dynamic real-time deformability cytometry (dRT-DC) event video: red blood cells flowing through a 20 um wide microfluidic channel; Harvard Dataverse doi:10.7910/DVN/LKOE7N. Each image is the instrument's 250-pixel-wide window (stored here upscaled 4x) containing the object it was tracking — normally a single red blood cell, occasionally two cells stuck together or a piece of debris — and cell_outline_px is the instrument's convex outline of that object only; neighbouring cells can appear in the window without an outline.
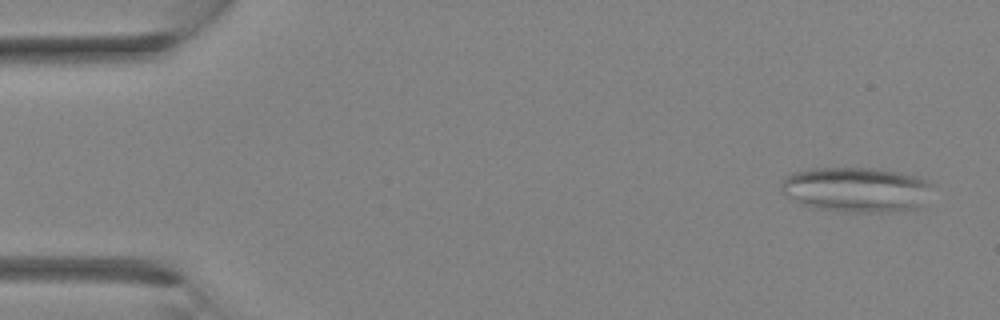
{"species": "Egyptian fruit bat (a non-hibernating species)", "species_latin": "Rousettus aegyptiacus", "temperature_condition": "room temperature", "stored_images_in_passage": 33, "camera_frame_rate_fps": 3000, "um_per_image_px": 0.085, "animal": {"sex": "female"}, "frame": {"image": 1, "passage_image": 2, "time_ms": 0.333, "image_size_px": [1000, 320], "cell_outline_px": [[932, 184], [924, 208], [892, 212], [844, 212], [820, 208], [800, 204], [792, 200], [780, 192], [780, 184], [792, 172], [812, 168], [872, 168], [900, 172], [916, 176], [928, 180]], "centroid_in_image_um": [72.82, 16.13], "position_along_channel_um": 12.2, "area_um2": 40.23}}
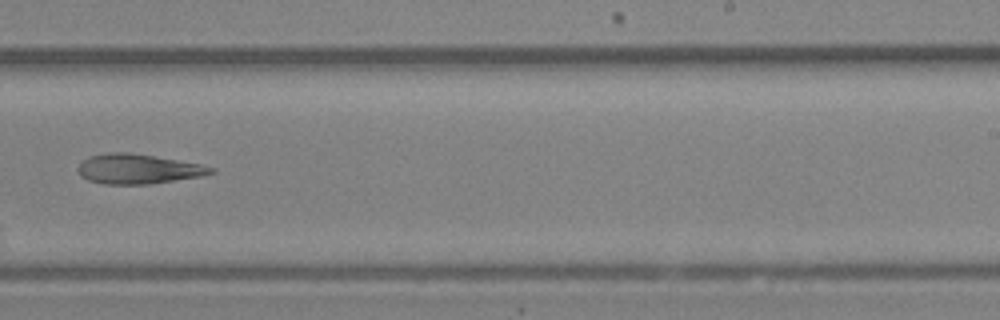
{"frame": {"image": 2, "passage_image": 21, "time_ms": 6.667, "image_size_px": [1000, 320], "cell_outline_px": [[216, 172], [200, 176], [152, 184], [104, 184], [88, 180], [80, 176], [76, 168], [88, 156], [112, 152], [128, 152], [156, 156], [200, 164], [216, 168]], "centroid_in_image_um": [11.73, 14.36], "position_along_channel_um": 277.3, "area_um2": 23.12}}
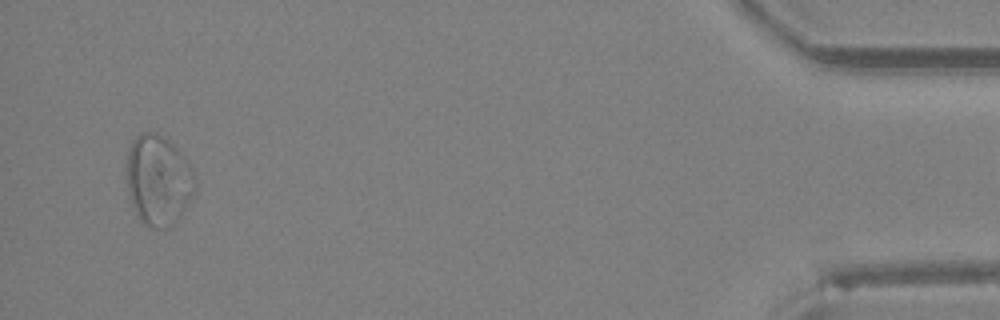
{"frame": {"image": 3, "passage_image": 32, "time_ms": 10.333, "image_size_px": [1000, 320], "cell_outline_px": [[200, 180], [196, 188], [180, 216], [168, 228], [152, 228], [144, 224], [140, 220], [132, 204], [128, 192], [128, 148], [132, 140], [140, 132], [156, 132], [164, 136], [188, 160]], "centroid_in_image_um": [13.5, 15.29], "position_along_channel_um": 421.7, "area_um2": 36.3}}